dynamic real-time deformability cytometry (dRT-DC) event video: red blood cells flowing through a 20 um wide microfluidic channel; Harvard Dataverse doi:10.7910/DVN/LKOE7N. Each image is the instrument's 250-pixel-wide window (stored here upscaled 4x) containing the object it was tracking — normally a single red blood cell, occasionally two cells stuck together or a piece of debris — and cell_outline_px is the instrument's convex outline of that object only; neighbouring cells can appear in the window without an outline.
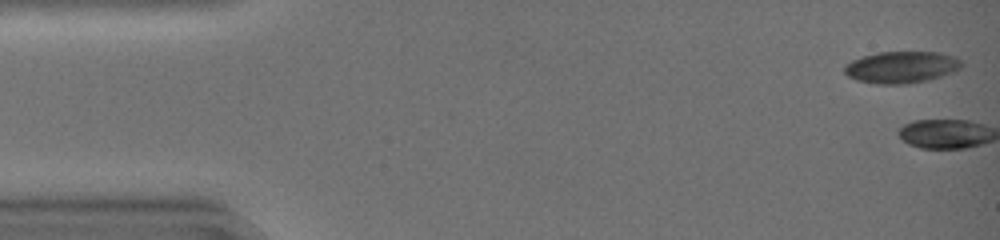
{"species": "common noctule bat (a hibernating species)", "species_latin": "Nyctalus noctula", "temperature_condition": "warm", "stored_images_in_passage": 2, "camera_frame_rate_fps": 3000, "um_per_image_px": 0.085, "animal": {"sex": "female", "body_mass_g": 19.0, "forearm_length_mm": 51.5}, "frame": {"image": 1, "passage_image": 1, "time_ms": 0.0, "image_size_px": [1000, 240], "cell_outline_px": [[964, 64], [960, 68], [952, 72], [928, 80], [908, 84], [880, 84], [856, 80], [848, 76], [844, 72], [844, 68], [852, 60], [876, 52], [940, 52], [952, 56], [960, 60]], "centroid_in_image_um": [76.63, 5.71], "position_along_channel_um": 8.4, "area_um2": 21.56}}